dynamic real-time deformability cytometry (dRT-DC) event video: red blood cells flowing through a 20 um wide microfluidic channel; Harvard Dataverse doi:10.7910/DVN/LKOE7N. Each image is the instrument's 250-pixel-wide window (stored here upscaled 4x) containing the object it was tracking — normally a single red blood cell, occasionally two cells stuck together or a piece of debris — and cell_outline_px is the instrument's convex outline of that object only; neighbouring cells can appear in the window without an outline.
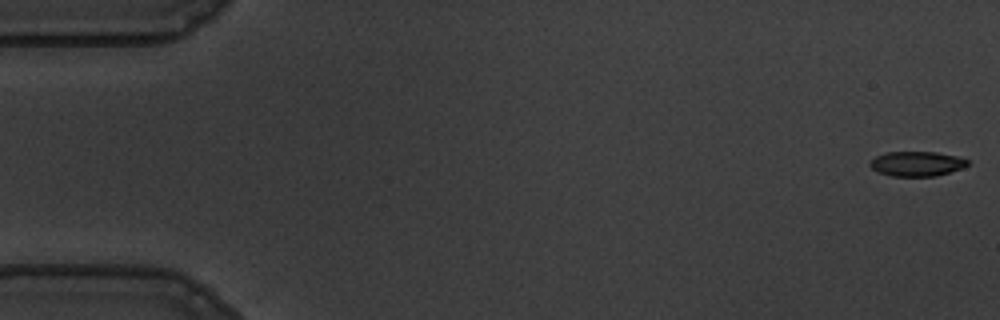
{"species": "common noctule bat (a hibernating species)", "species_latin": "Nyctalus noctula", "temperature_condition": "warm", "stored_images_in_passage": 56, "camera_frame_rate_fps": 3000, "um_per_image_px": 0.085, "animal": {"sex": "male", "body_mass_g": 19.5, "forearm_length_mm": 54.6}, "frame": {"image": 1, "passage_image": 1, "time_ms": 0.0, "image_size_px": [1000, 320], "cell_outline_px": [[968, 164], [964, 168], [936, 176], [892, 176], [880, 172], [872, 168], [868, 164], [876, 156], [884, 152], [936, 152], [956, 156], [968, 160]], "centroid_in_image_um": [77.94, 13.92], "position_along_channel_um": 7.1, "area_um2": 14.05}}
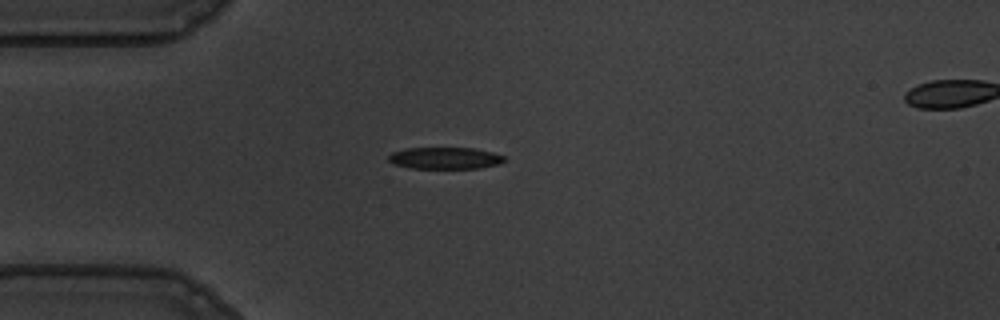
{"frame": {"image": 2, "passage_image": 15, "time_ms": 4.667, "image_size_px": [1000, 320], "cell_outline_px": [[504, 160], [500, 164], [480, 168], [412, 168], [392, 164], [388, 160], [388, 156], [392, 152], [408, 148], [476, 148], [492, 152], [504, 156]], "centroid_in_image_um": [37.82, 13.44], "position_along_channel_um": 47.2, "area_um2": 14.68}}
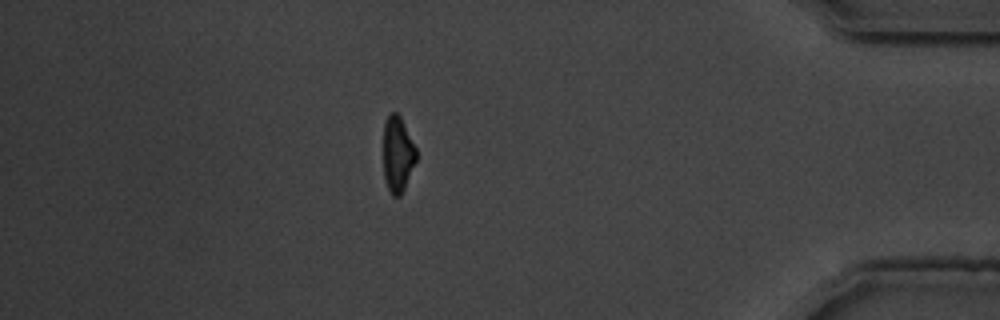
{"frame": {"image": 3, "passage_image": 49, "time_ms": 16.0, "image_size_px": [1000, 320], "cell_outline_px": [[416, 160], [404, 188], [400, 196], [392, 196], [388, 188], [384, 176], [384, 124], [388, 112], [396, 112], [400, 116], [416, 148]], "centroid_in_image_um": [33.79, 13.08], "position_along_channel_um": 401.4, "area_um2": 14.33}, "authors_computed_cell_mechanics": {"area_um2": 15.7794, "velocity_mm_per_s": 3.6099, "shape_relaxation_time_tau1_ms": 5.3624, "shape_relaxation_time_tau2_ms": 2.342, "deformation_change_tau1": 0.1536, "deformation_change_tau2": 0.0782}}